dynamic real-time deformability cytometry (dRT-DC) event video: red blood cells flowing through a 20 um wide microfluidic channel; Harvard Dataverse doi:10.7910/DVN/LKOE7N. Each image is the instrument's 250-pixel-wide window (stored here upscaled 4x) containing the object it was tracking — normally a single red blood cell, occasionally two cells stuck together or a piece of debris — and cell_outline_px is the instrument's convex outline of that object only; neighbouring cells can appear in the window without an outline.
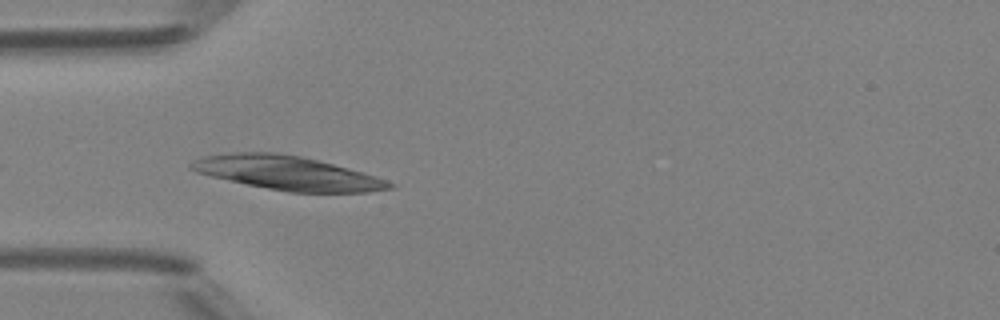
{"species": "Egyptian fruit bat (a non-hibernating species)", "species_latin": "Rousettus aegyptiacus", "temperature_condition": "room temperature", "stored_images_in_passage": 6, "camera_frame_rate_fps": 3000, "um_per_image_px": 0.085, "animal": {"sex": "female"}, "frame": {"image": 1, "passage_image": 2, "time_ms": 0.333, "image_size_px": [1000, 320], "cell_outline_px": [[396, 184], [392, 188], [368, 192], [288, 192], [228, 180], [196, 172], [188, 168], [188, 164], [204, 156], [232, 152], [276, 152], [300, 156], [332, 164], [388, 180]], "centroid_in_image_um": [24.41, 14.7], "position_along_channel_um": 60.6, "area_um2": 38.67}}